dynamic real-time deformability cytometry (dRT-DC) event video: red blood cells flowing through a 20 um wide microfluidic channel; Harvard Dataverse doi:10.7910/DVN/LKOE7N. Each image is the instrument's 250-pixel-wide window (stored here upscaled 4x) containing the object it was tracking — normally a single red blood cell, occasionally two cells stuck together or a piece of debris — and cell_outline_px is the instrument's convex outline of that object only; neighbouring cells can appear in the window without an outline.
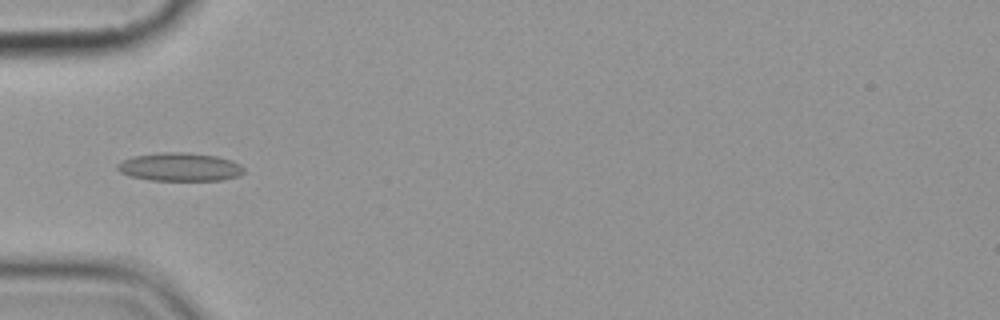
{"species": "common noctule bat (a hibernating species)", "species_latin": "Nyctalus noctula", "temperature_condition": "cold", "stored_images_in_passage": 6, "camera_frame_rate_fps": 3000, "um_per_image_px": 0.085, "animal": {"sex": "female", "body_mass_g": 19.9}, "frame": {"image": 1, "passage_image": 6, "time_ms": 6.0, "image_size_px": [1000, 320], "cell_outline_px": [[244, 172], [240, 176], [224, 180], [148, 180], [132, 176], [120, 172], [116, 168], [116, 164], [132, 156], [164, 152], [188, 152], [216, 156], [232, 160], [240, 164], [244, 168]], "centroid_in_image_um": [15.31, 14.19], "position_along_channel_um": 69.7, "area_um2": 20.98}}